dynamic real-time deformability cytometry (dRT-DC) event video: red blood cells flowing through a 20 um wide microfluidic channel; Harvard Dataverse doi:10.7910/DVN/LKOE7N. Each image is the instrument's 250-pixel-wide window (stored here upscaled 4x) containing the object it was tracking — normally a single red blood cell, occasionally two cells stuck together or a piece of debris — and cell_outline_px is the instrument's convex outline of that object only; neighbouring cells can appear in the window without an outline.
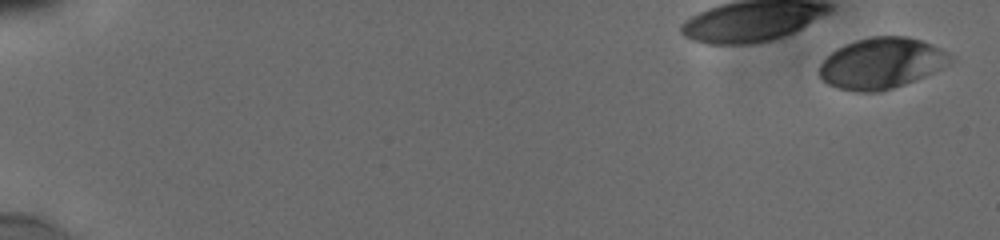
{"species": "human", "species_latin": "Homo sapiens", "temperature_condition": "cold", "stored_images_in_passage": 11, "camera_frame_rate_fps": 3000, "um_per_image_px": 0.085, "donor": {"sex": "male"}, "frame": {"image": 1, "passage_image": 1, "time_ms": 0.0, "image_size_px": [1000, 240], "cell_outline_px": [[952, 60], [948, 64], [924, 76], [904, 84], [880, 92], [856, 92], [836, 88], [828, 84], [820, 76], [820, 64], [824, 56], [836, 48], [844, 44], [856, 40], [872, 36], [908, 36], [932, 44], [940, 48]], "centroid_in_image_um": [74.85, 5.37], "position_along_channel_um": 10.1, "area_um2": 38.73}}
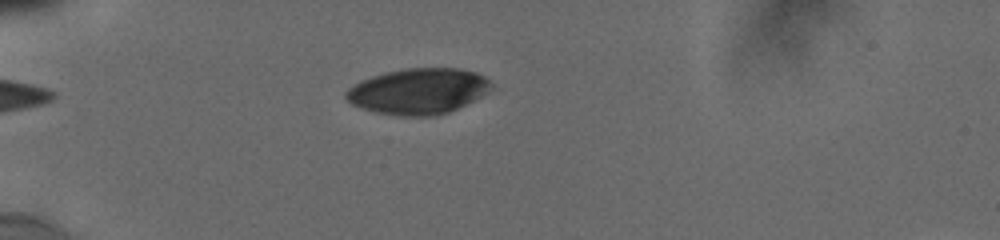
{"frame": {"image": 2, "passage_image": 7, "time_ms": 5.333, "image_size_px": [1000, 240], "cell_outline_px": [[492, 88], [488, 92], [448, 112], [432, 116], [400, 116], [376, 112], [352, 104], [344, 96], [344, 92], [352, 84], [360, 80], [384, 72], [404, 68], [460, 68], [476, 72], [484, 76], [492, 84]], "centroid_in_image_um": [35.52, 7.73], "position_along_channel_um": 49.5, "area_um2": 38.73}}